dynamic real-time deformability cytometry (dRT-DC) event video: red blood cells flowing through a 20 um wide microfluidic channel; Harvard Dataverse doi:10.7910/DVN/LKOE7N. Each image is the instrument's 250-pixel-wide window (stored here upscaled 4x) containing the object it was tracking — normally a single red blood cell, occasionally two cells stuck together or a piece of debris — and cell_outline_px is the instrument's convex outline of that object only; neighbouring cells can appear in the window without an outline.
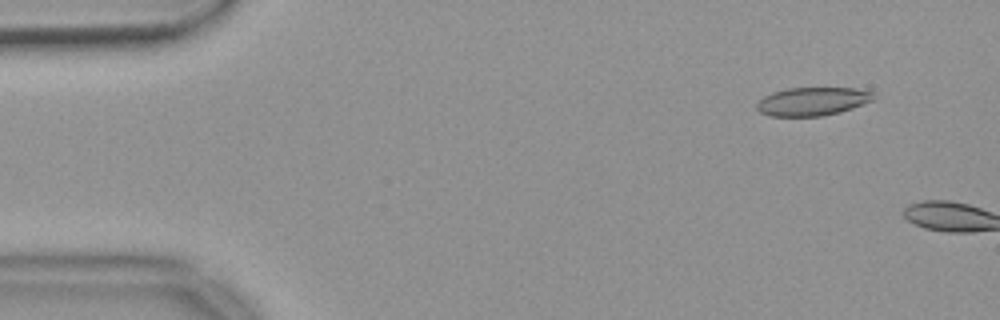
{"species": "common noctule bat (a hibernating species)", "species_latin": "Nyctalus noctula", "temperature_condition": "warm", "stored_images_in_passage": 7, "camera_frame_rate_fps": 3000, "um_per_image_px": 0.085, "animal": {"sex": "female", "body_mass_g": 18.4}, "frame": {"image": 1, "passage_image": 5, "time_ms": 1.333, "image_size_px": [1000, 320], "cell_outline_px": [[876, 100], [840, 112], [824, 116], [768, 116], [760, 112], [756, 108], [756, 104], [764, 96], [772, 92], [788, 88], [856, 88], [876, 92]], "centroid_in_image_um": [69.11, 8.62], "position_along_channel_um": 15.9, "area_um2": 19.59}}